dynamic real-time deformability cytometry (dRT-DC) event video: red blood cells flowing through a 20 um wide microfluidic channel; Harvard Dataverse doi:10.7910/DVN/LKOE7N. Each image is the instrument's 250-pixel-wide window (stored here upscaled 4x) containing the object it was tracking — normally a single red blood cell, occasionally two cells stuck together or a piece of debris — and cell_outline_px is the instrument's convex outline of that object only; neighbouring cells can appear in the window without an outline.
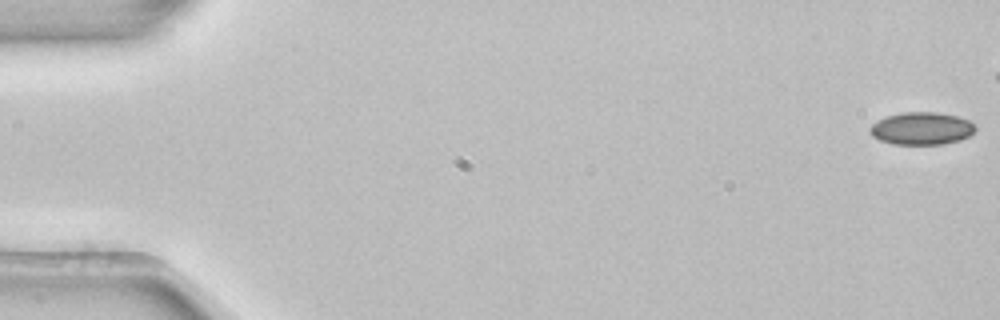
{"species": "common noctule bat (a hibernating species)", "species_latin": "Nyctalus noctula", "temperature_condition": "room temperature", "stored_images_in_passage": 47, "camera_frame_rate_fps": 3000, "um_per_image_px": 0.085, "animal": {"sex": "female", "body_mass_g": 22.7, "forearm_length_mm": 54.2}, "frame": {"image": 1, "passage_image": 1, "time_ms": 0.0, "image_size_px": [1000, 320], "cell_outline_px": [[976, 128], [968, 136], [960, 140], [944, 144], [892, 144], [880, 140], [872, 136], [868, 132], [868, 128], [872, 124], [884, 116], [900, 112], [936, 112], [956, 116], [968, 120]], "centroid_in_image_um": [78.27, 10.91], "position_along_channel_um": 6.7, "area_um2": 20.06}}
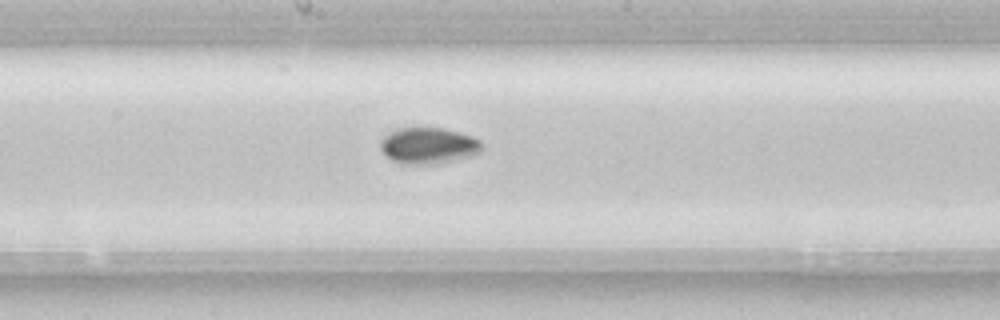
{"frame": {"image": 2, "passage_image": 29, "time_ms": 9.333, "image_size_px": [1000, 320], "cell_outline_px": [[480, 152], [472, 156], [436, 164], [404, 164], [392, 160], [380, 148], [380, 140], [384, 136], [400, 128], [444, 128], [460, 132], [472, 136], [480, 140]], "centroid_in_image_um": [36.42, 12.38], "position_along_channel_um": 211.8, "area_um2": 21.27}}
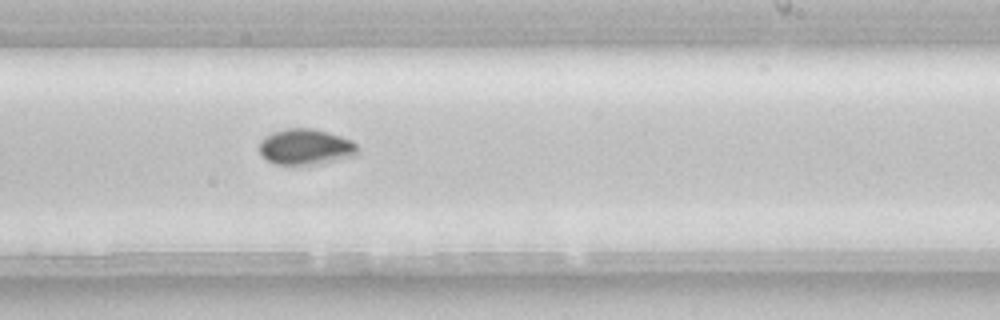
{"frame": {"image": 3, "passage_image": 33, "time_ms": 10.667, "image_size_px": [1000, 320], "cell_outline_px": [[360, 152], [356, 156], [324, 164], [300, 168], [276, 164], [268, 160], [260, 152], [260, 140], [264, 136], [272, 132], [284, 128], [316, 128], [352, 140], [360, 148]], "centroid_in_image_um": [26.03, 12.53], "position_along_channel_um": 263.0, "area_um2": 21.62}}